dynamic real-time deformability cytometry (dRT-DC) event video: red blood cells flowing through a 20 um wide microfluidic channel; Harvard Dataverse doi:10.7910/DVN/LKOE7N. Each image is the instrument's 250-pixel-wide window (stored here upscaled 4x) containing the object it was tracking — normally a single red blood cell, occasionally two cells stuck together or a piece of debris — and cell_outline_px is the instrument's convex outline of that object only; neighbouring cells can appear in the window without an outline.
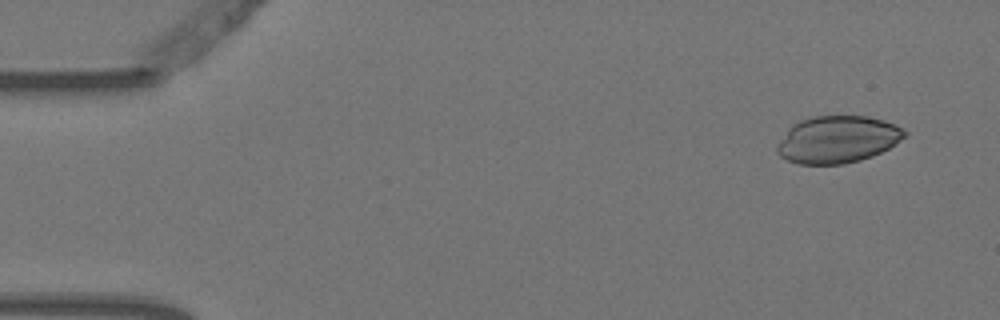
{"species": "Egyptian fruit bat (a non-hibernating species)", "species_latin": "Rousettus aegyptiacus", "temperature_condition": "warm", "stored_images_in_passage": 5, "camera_frame_rate_fps": 3000, "um_per_image_px": 0.085, "animal": {"sex": "female"}, "frame": {"image": 1, "passage_image": 2, "time_ms": 0.333, "image_size_px": [1000, 320], "cell_outline_px": [[908, 136], [888, 148], [872, 156], [860, 160], [844, 164], [800, 164], [788, 160], [780, 156], [776, 152], [776, 144], [788, 128], [792, 124], [800, 120], [812, 116], [868, 116], [884, 120], [904, 128], [908, 132]], "centroid_in_image_um": [71.19, 11.84], "position_along_channel_um": 13.8, "area_um2": 35.32}}